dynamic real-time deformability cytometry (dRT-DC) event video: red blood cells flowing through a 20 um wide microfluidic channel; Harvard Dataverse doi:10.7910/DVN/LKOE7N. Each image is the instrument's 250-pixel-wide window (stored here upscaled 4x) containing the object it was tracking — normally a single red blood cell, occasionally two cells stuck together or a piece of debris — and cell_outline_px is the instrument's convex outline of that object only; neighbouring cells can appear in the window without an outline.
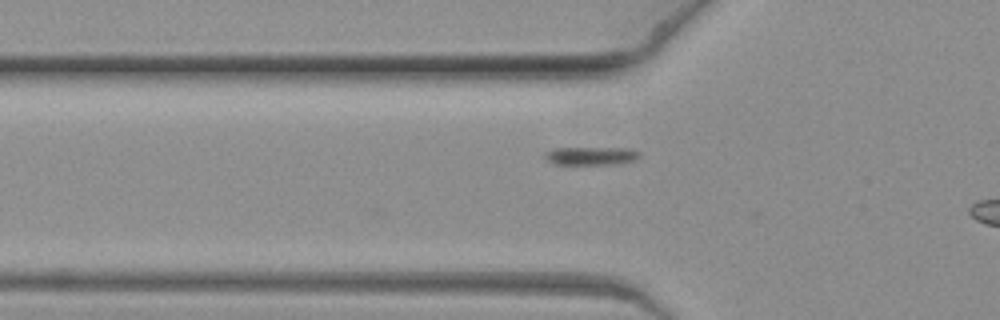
{"species": "common noctule bat (a hibernating species)", "species_latin": "Nyctalus noctula", "temperature_condition": "warm", "stored_images_in_passage": 5, "camera_frame_rate_fps": 3000, "um_per_image_px": 0.085, "animal": {"sex": "female", "body_mass_g": 19.3, "forearm_length_mm": 54.1}, "frame": {"image": 1, "passage_image": 4, "time_ms": 1.0, "image_size_px": [1000, 320], "cell_outline_px": [[640, 156], [636, 160], [620, 164], [552, 164], [544, 160], [544, 152], [552, 148], [628, 148], [640, 152]], "centroid_in_image_um": [50.2, 13.25], "position_along_channel_um": 75.6, "area_um2": 10.29}}